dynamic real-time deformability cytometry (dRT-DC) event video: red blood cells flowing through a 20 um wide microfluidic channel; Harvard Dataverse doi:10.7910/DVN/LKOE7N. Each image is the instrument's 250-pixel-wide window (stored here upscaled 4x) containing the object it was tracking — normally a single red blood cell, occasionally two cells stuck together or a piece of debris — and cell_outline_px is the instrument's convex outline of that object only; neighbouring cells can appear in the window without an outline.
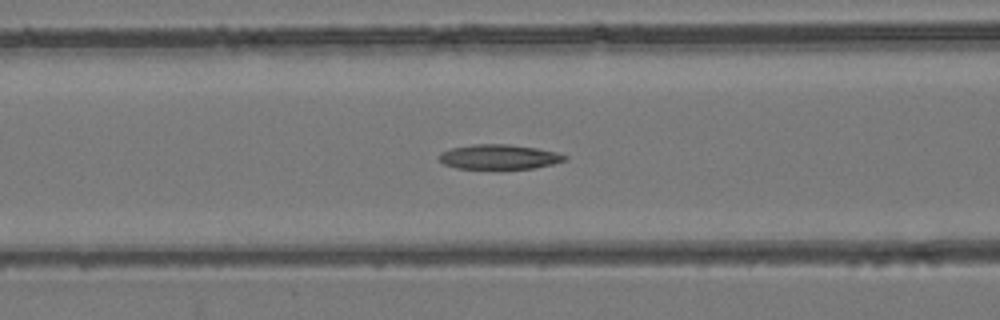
{"species": "common noctule bat (a hibernating species)", "species_latin": "Nyctalus noctula", "temperature_condition": "room temperature", "stored_images_in_passage": 47, "camera_frame_rate_fps": 3000, "um_per_image_px": 0.085, "animal": {"sex": "female", "body_mass_g": 24.6, "forearm_length_mm": 56.2}, "frame": {"image": 1, "passage_image": 19, "time_ms": 6.0, "image_size_px": [1000, 320], "cell_outline_px": [[568, 160], [552, 164], [532, 168], [456, 168], [444, 164], [440, 160], [440, 152], [452, 148], [472, 144], [508, 144], [536, 148], [556, 152], [568, 156]], "centroid_in_image_um": [42.44, 13.32], "position_along_channel_um": 124.2, "area_um2": 17.92}}
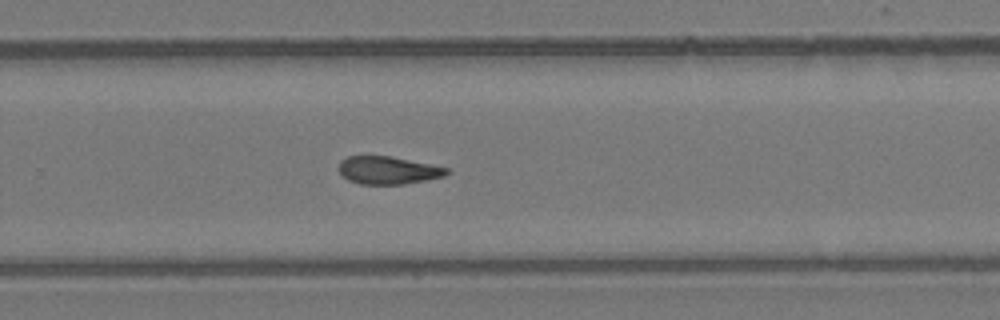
{"frame": {"image": 2, "passage_image": 31, "time_ms": 10.0, "image_size_px": [1000, 320], "cell_outline_px": [[452, 172], [444, 176], [404, 184], [360, 184], [348, 180], [340, 172], [340, 160], [348, 156], [388, 156], [448, 168]], "centroid_in_image_um": [32.98, 14.48], "position_along_channel_um": 296.8, "area_um2": 17.17}}
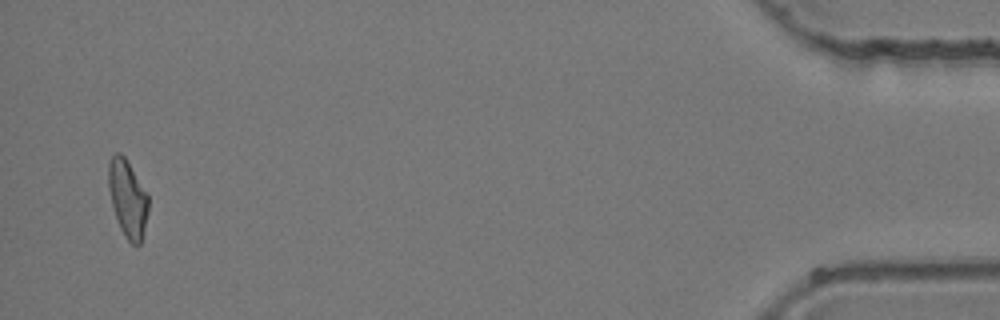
{"frame": {"image": 3, "passage_image": 46, "time_ms": 15.0, "image_size_px": [1000, 320], "cell_outline_px": [[148, 212], [140, 244], [132, 244], [128, 240], [120, 228], [112, 204], [108, 188], [108, 164], [112, 156], [116, 152], [120, 152], [124, 156], [148, 192]], "centroid_in_image_um": [10.85, 16.83], "position_along_channel_um": 424.3, "area_um2": 17.86}}